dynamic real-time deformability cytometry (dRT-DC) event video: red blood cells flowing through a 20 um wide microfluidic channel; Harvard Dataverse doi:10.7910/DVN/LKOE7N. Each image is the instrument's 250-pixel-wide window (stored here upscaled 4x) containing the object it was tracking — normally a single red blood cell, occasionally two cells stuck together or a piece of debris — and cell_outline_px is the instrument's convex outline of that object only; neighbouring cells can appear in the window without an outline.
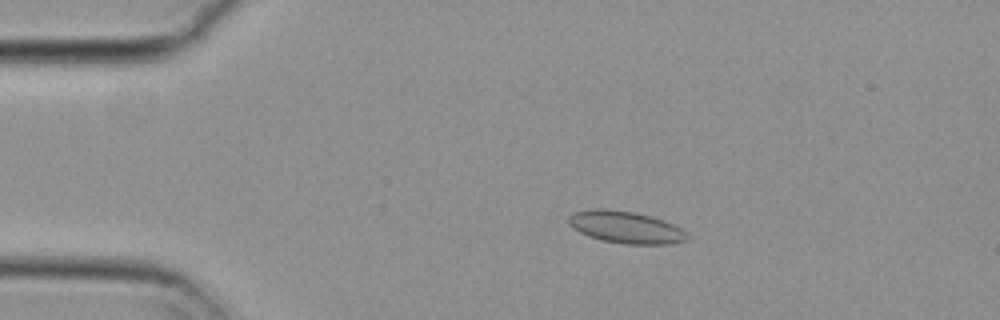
{"species": "common noctule bat (a hibernating species)", "species_latin": "Nyctalus noctula", "temperature_condition": "cold", "stored_images_in_passage": 30, "camera_frame_rate_fps": 3000, "um_per_image_px": 0.085, "animal": {"sex": "female", "body_mass_g": 29.2, "forearm_length_mm": 56.3}, "frame": {"image": 1, "passage_image": 11, "time_ms": 3.333, "image_size_px": [1000, 320], "cell_outline_px": [[688, 240], [668, 244], [624, 244], [604, 240], [588, 236], [572, 228], [568, 224], [568, 216], [572, 212], [592, 208], [604, 208], [632, 212], [652, 216], [672, 224], [680, 228], [688, 236]], "centroid_in_image_um": [53.13, 19.3], "position_along_channel_um": 31.9, "area_um2": 22.14}}
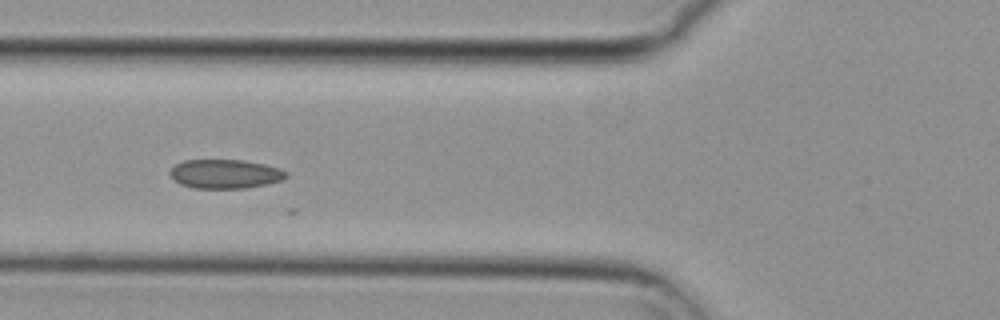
{"frame": {"image": 2, "passage_image": 21, "time_ms": 6.667, "image_size_px": [1000, 320], "cell_outline_px": [[288, 176], [284, 180], [268, 184], [244, 188], [192, 188], [180, 184], [168, 172], [176, 164], [184, 160], [244, 160], [264, 164], [280, 168], [288, 172]], "centroid_in_image_um": [19.18, 14.78], "position_along_channel_um": 106.6, "area_um2": 19.77}}
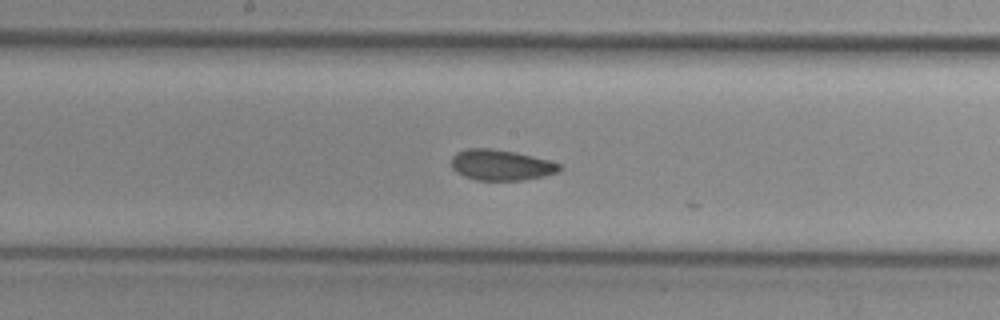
{"frame": {"image": 3, "passage_image": 29, "time_ms": 9.333, "image_size_px": [1000, 320], "cell_outline_px": [[564, 168], [556, 172], [544, 176], [524, 180], [476, 180], [464, 176], [456, 172], [452, 168], [452, 156], [456, 152], [468, 148], [488, 148], [516, 152], [548, 160], [560, 164]], "centroid_in_image_um": [42.58, 14.02], "position_along_channel_um": 205.6, "area_um2": 19.36}}